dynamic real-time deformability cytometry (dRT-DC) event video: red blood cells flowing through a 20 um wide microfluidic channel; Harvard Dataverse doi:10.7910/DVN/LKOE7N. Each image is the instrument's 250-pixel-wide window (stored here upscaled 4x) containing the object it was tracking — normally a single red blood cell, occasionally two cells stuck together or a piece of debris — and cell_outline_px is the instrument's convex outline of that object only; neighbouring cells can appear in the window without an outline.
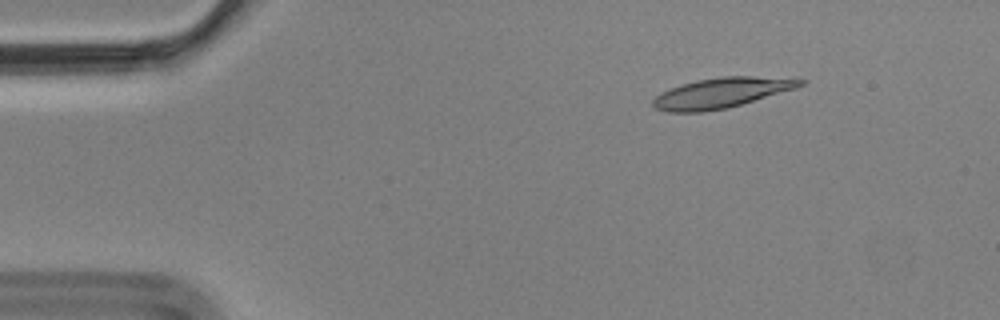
{"species": "Egyptian fruit bat (a non-hibernating species)", "species_latin": "Rousettus aegyptiacus", "temperature_condition": "cold", "stored_images_in_passage": 6, "camera_frame_rate_fps": 3000, "um_per_image_px": 0.085, "animal": {"sex": "male"}, "frame": {"image": 1, "passage_image": 2, "time_ms": 0.333, "image_size_px": [1000, 320], "cell_outline_px": [[808, 80], [804, 84], [796, 88], [728, 108], [704, 112], [668, 112], [656, 108], [652, 104], [652, 100], [660, 92], [680, 84], [696, 80], [720, 76], [752, 76]], "centroid_in_image_um": [61.28, 7.89], "position_along_channel_um": 23.7, "area_um2": 25.89}}
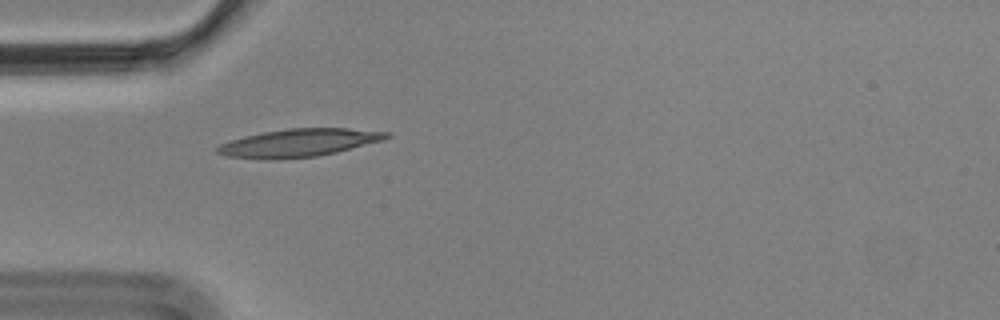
{"frame": {"image": 2, "passage_image": 4, "time_ms": 1.0, "image_size_px": [1000, 320], "cell_outline_px": [[392, 136], [384, 140], [336, 152], [316, 156], [272, 160], [264, 160], [228, 156], [216, 152], [216, 148], [220, 144], [244, 136], [264, 132], [288, 128], [348, 128], [392, 132]], "centroid_in_image_um": [25.43, 12.14], "position_along_channel_um": 59.6, "area_um2": 27.57}}
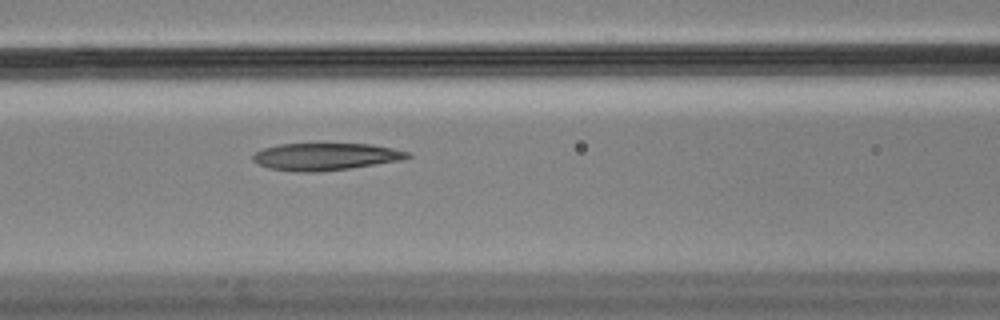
{"frame": {"image": 3, "passage_image": 6, "time_ms": 1.667, "image_size_px": [1000, 320], "cell_outline_px": [[412, 156], [404, 160], [352, 168], [320, 172], [296, 172], [268, 168], [256, 164], [252, 160], [252, 156], [256, 152], [264, 148], [280, 144], [372, 144], [392, 148], [408, 152]], "centroid_in_image_um": [27.67, 13.32], "position_along_channel_um": 138.9, "area_um2": 24.74}}